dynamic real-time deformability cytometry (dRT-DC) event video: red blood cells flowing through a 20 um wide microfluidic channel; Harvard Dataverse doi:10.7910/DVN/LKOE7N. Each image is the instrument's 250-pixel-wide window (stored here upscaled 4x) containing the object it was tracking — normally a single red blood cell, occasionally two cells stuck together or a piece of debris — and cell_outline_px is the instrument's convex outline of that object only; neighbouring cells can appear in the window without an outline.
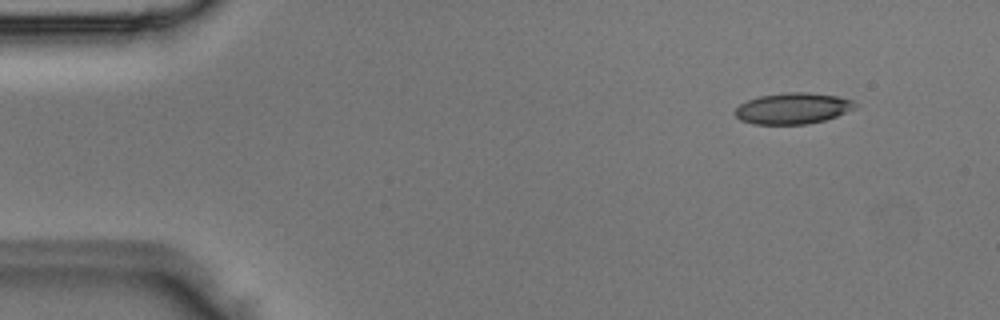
{"species": "Egyptian fruit bat (a non-hibernating species)", "species_latin": "Rousettus aegyptiacus", "temperature_condition": "room temperature", "stored_images_in_passage": 5, "camera_frame_rate_fps": 3000, "um_per_image_px": 0.085, "animal": {"sex": "male"}, "frame": {"image": 1, "passage_image": 1, "time_ms": 0.0, "image_size_px": [1000, 320], "cell_outline_px": [[856, 108], [836, 116], [824, 120], [808, 124], [752, 124], [740, 120], [736, 116], [736, 108], [740, 104], [748, 100], [760, 96], [784, 92], [808, 92], [836, 96], [852, 100], [856, 104]], "centroid_in_image_um": [67.38, 9.21], "position_along_channel_um": 17.6, "area_um2": 21.68}}
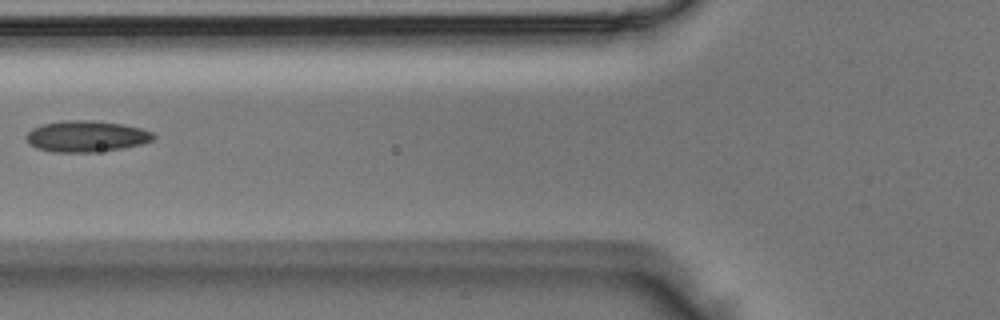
{"frame": {"image": 2, "passage_image": 5, "time_ms": 1.333, "image_size_px": [1000, 320], "cell_outline_px": [[156, 136], [152, 140], [140, 144], [120, 148], [92, 152], [56, 152], [36, 148], [24, 136], [32, 128], [44, 124], [64, 120], [92, 120], [124, 124], [140, 128], [152, 132]], "centroid_in_image_um": [7.33, 11.57], "position_along_channel_um": 118.5, "area_um2": 22.89}}